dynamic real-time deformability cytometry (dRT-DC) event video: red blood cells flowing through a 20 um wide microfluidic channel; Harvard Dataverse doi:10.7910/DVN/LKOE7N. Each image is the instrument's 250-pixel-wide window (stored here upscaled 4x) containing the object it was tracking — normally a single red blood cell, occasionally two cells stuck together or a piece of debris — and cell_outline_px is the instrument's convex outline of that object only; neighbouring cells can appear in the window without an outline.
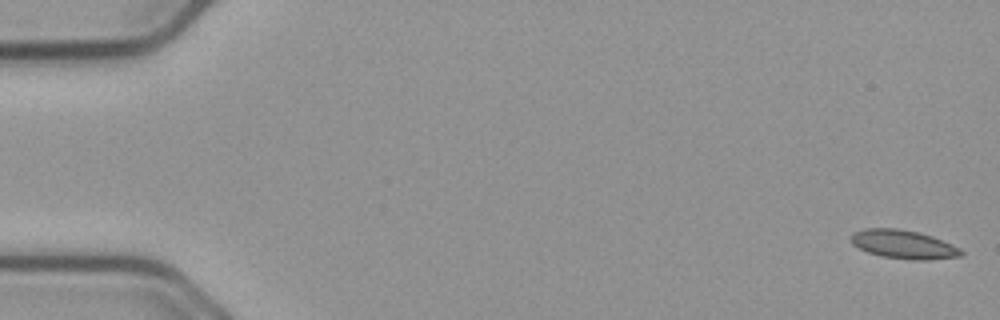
{"species": "common noctule bat (a hibernating species)", "species_latin": "Nyctalus noctula", "temperature_condition": "cold", "stored_images_in_passage": 56, "camera_frame_rate_fps": 3000, "um_per_image_px": 0.085, "animal": {"sex": "male", "body_mass_g": 23.1, "forearm_length_mm": 52.7}, "frame": {"image": 1, "passage_image": 1, "time_ms": 0.0, "image_size_px": [1000, 320], "cell_outline_px": [[964, 252], [960, 256], [928, 260], [916, 260], [880, 256], [868, 252], [852, 244], [852, 232], [864, 228], [896, 228], [920, 232], [932, 236], [952, 244], [960, 248]], "centroid_in_image_um": [76.8, 20.76], "position_along_channel_um": 8.2, "area_um2": 18.38}}
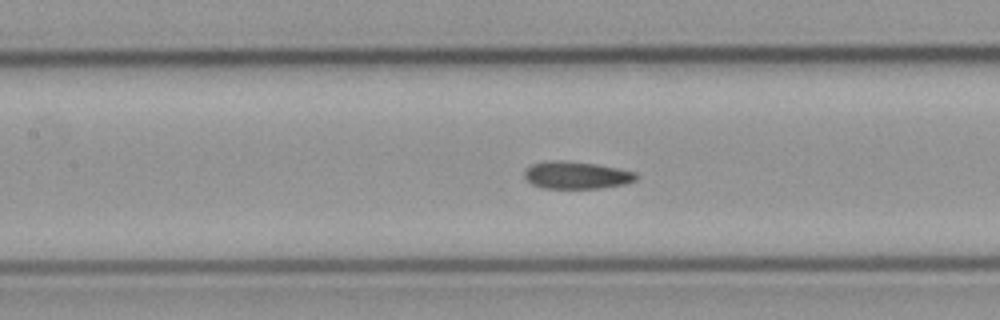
{"frame": {"image": 2, "passage_image": 25, "time_ms": 8.0, "image_size_px": [1000, 320], "cell_outline_px": [[640, 176], [636, 180], [624, 184], [600, 188], [544, 188], [532, 184], [524, 176], [524, 172], [532, 164], [544, 160], [560, 160], [596, 164], [636, 172]], "centroid_in_image_um": [49.01, 14.88], "position_along_channel_um": 158.4, "area_um2": 17.8}}
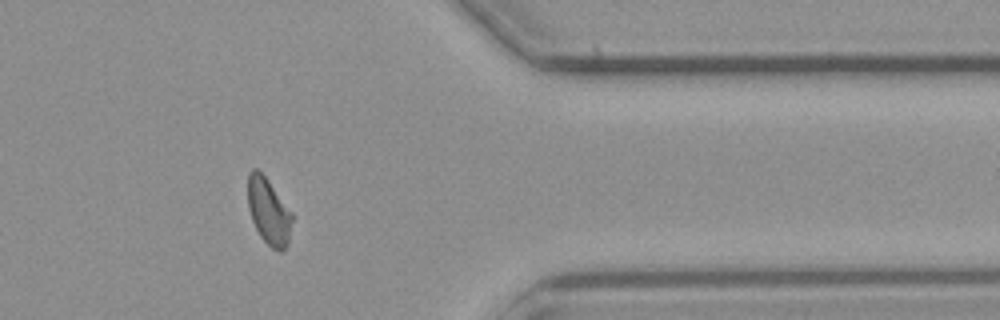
{"frame": {"image": 3, "passage_image": 45, "time_ms": 14.667, "image_size_px": [1000, 320], "cell_outline_px": [[292, 220], [288, 244], [284, 252], [280, 252], [272, 248], [260, 236], [252, 220], [248, 208], [248, 172], [252, 168], [256, 168], [264, 176], [292, 212]], "centroid_in_image_um": [22.83, 17.99], "position_along_channel_um": 388.6, "area_um2": 16.99}, "authors_computed_cell_mechanics": {"area_um2": 17.8602, "velocity_mm_per_s": 3.7313, "shape_relaxation_time_tau1_ms": null, "shape_relaxation_time_tau2_ms": 1.4211, "deformation_change_tau1": null, "deformation_change_tau2": 0.0712}}